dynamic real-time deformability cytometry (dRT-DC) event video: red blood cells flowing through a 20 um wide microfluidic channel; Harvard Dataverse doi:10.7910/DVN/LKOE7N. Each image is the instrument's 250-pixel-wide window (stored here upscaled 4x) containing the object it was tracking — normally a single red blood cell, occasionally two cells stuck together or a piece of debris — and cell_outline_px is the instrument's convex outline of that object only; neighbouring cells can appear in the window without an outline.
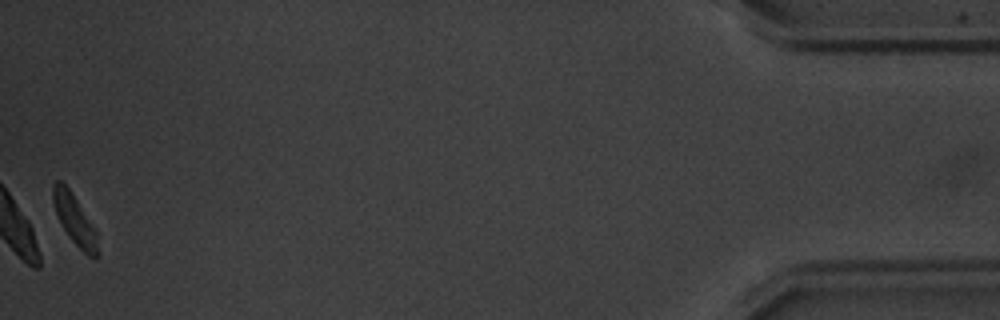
{"species": "common noctule bat (a hibernating species)", "species_latin": "Nyctalus noctula", "temperature_condition": "warm", "stored_images_in_passage": 55, "camera_frame_rate_fps": 3000, "um_per_image_px": 0.085, "animal": {"sex": "male", "body_mass_g": 20.1, "forearm_length_mm": 53.5}, "frame": {"image": 1, "passage_image": 55, "time_ms": 18.0, "image_size_px": [1000, 320], "cell_outline_px": [[100, 256], [96, 260], [88, 256], [68, 236], [56, 212], [52, 200], [52, 184], [56, 180], [60, 180], [72, 192], [96, 232], [100, 252]], "centroid_in_image_um": [6.37, 18.7], "position_along_channel_um": 428.8, "area_um2": 12.95}, "authors_computed_cell_mechanics": {"area_um2": 15.4904, "velocity_mm_per_s": 3.7485, "shape_relaxation_time_tau1_ms": 2.315, "shape_relaxation_time_tau2_ms": null, "deformation_change_tau1": 0.106, "deformation_change_tau2": null}}